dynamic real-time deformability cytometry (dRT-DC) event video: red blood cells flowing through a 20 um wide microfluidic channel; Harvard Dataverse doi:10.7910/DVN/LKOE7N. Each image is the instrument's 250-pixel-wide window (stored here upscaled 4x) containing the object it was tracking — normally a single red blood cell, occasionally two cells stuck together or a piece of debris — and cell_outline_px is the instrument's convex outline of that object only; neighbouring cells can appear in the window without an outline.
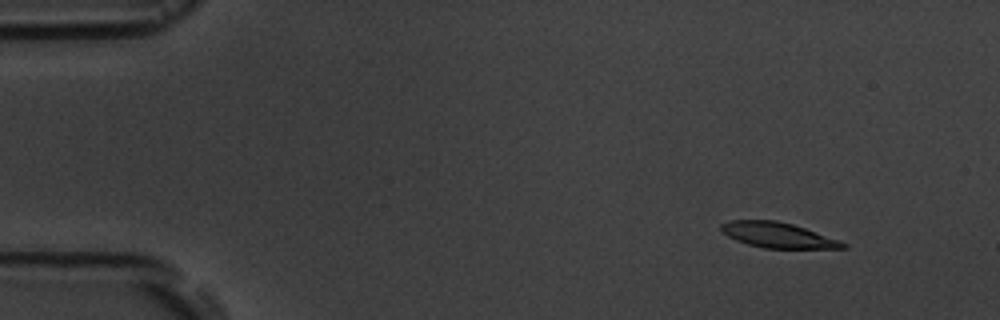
{"species": "common noctule bat (a hibernating species)", "species_latin": "Nyctalus noctula", "temperature_condition": "room temperature", "stored_images_in_passage": 6, "segment_of_instrument_passage": [1, 2], "camera_frame_rate_fps": 3000, "um_per_image_px": 0.085, "animal": {"sex": "male", "body_mass_g": 19.5, "forearm_length_mm": 54.6}, "frame": {"image": 1, "passage_image": 2, "time_ms": 1.333, "image_size_px": [1000, 320], "cell_outline_px": [[848, 248], [764, 248], [748, 244], [736, 240], [728, 236], [720, 228], [720, 224], [728, 220], [776, 220], [792, 224], [840, 240], [848, 244]], "centroid_in_image_um": [66.12, 19.98], "position_along_channel_um": 18.9, "area_um2": 17.86}}
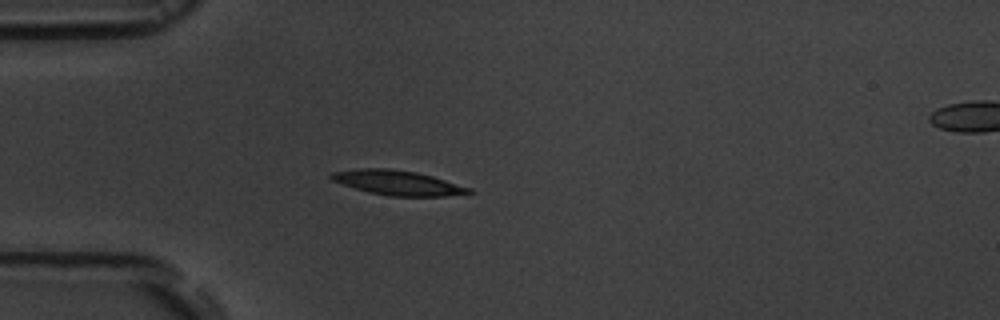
{"frame": {"image": 2, "passage_image": 5, "time_ms": 4.667, "image_size_px": [1000, 320], "cell_outline_px": [[476, 192], [448, 196], [388, 196], [368, 192], [332, 180], [328, 176], [332, 172], [360, 168], [388, 168], [416, 172], [432, 176], [472, 188]], "centroid_in_image_um": [33.84, 15.53], "position_along_channel_um": 51.2, "area_um2": 19.77}}